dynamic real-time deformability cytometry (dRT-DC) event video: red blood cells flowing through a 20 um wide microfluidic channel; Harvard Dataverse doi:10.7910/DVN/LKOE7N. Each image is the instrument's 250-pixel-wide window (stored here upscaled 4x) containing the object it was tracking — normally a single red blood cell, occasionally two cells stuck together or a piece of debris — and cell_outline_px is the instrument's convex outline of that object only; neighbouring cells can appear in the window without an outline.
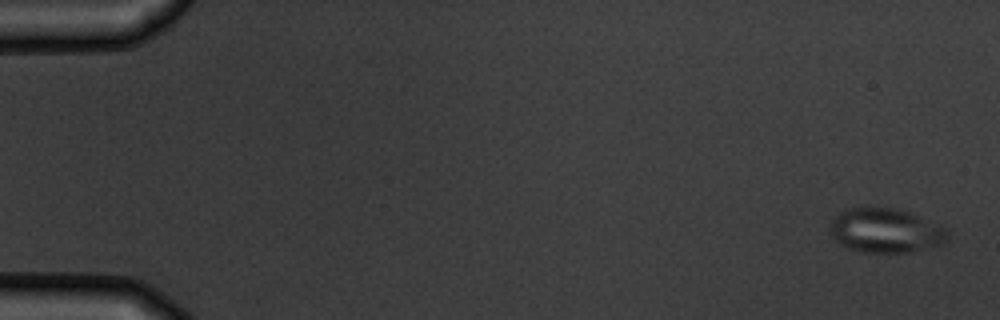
{"species": "common noctule bat (a hibernating species)", "species_latin": "Nyctalus noctula", "temperature_condition": "warm", "stored_images_in_passage": 8, "camera_frame_rate_fps": 3000, "um_per_image_px": 0.085, "animal": {"sex": "male", "body_mass_g": 19.5, "forearm_length_mm": 54.6}, "frame": {"image": 1, "passage_image": 1, "time_ms": 0.0, "image_size_px": [1000, 320], "cell_outline_px": [[948, 236], [940, 244], [908, 252], [860, 252], [848, 248], [840, 244], [832, 236], [832, 220], [844, 208], [860, 204], [868, 204], [896, 208], [908, 212], [944, 228], [948, 232]], "centroid_in_image_um": [75.18, 19.54], "position_along_channel_um": 9.8, "area_um2": 30.46}}